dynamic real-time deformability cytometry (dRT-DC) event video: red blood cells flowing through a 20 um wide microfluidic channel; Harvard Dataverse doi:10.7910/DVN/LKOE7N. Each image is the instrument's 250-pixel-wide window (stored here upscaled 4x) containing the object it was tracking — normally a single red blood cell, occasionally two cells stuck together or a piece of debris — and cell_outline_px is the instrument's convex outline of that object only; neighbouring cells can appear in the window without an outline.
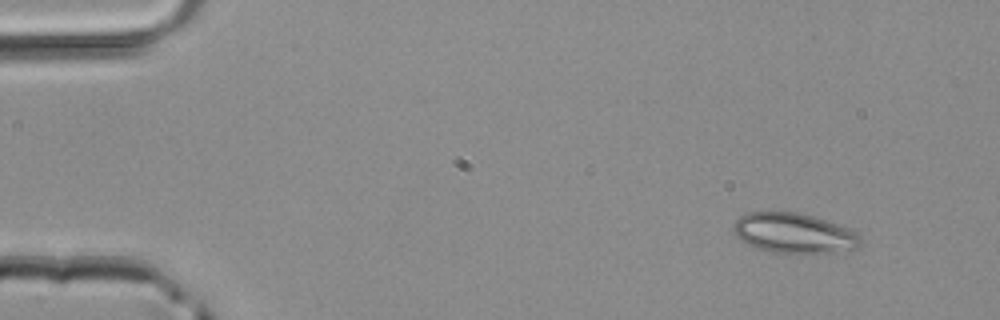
{"species": "common noctule bat (a hibernating species)", "species_latin": "Nyctalus noctula", "temperature_condition": "room temperature", "stored_images_in_passage": 4, "camera_frame_rate_fps": 3000, "um_per_image_px": 0.085, "animal": {"sex": "male", "body_mass_g": 20.4}, "frame": {"image": 1, "passage_image": 1, "time_ms": 0.0, "image_size_px": [1000, 320], "cell_outline_px": [[860, 244], [856, 248], [836, 252], [800, 256], [768, 252], [748, 244], [740, 240], [736, 236], [732, 228], [732, 224], [740, 216], [748, 212], [796, 212], [812, 216], [848, 228], [856, 232], [860, 236]], "centroid_in_image_um": [67.46, 19.86], "position_along_channel_um": 17.5, "area_um2": 30.29}}